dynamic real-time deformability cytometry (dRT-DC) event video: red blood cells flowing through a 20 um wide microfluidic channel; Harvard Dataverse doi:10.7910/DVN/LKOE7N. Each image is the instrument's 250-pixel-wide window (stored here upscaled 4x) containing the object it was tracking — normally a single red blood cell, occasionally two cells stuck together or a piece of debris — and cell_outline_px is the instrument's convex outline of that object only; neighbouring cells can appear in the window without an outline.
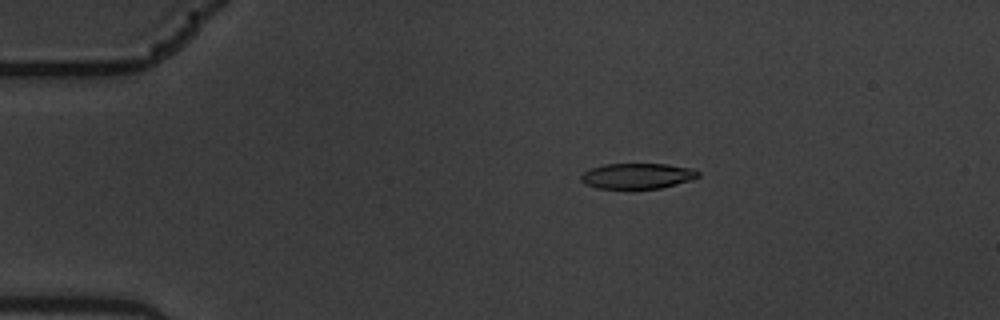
{"species": "common noctule bat (a hibernating species)", "species_latin": "Nyctalus noctula", "temperature_condition": "warm", "stored_images_in_passage": 6, "camera_frame_rate_fps": 3000, "um_per_image_px": 0.085, "animal": {"sex": "male", "body_mass_g": 19.5, "forearm_length_mm": 54.6}, "frame": {"image": 1, "passage_image": 4, "time_ms": 1.0, "image_size_px": [1000, 320], "cell_outline_px": [[700, 176], [692, 180], [660, 188], [596, 188], [584, 184], [580, 180], [580, 176], [584, 172], [592, 168], [604, 164], [668, 164], [692, 168], [700, 172]], "centroid_in_image_um": [54.19, 14.95], "position_along_channel_um": 30.8, "area_um2": 17.46}}